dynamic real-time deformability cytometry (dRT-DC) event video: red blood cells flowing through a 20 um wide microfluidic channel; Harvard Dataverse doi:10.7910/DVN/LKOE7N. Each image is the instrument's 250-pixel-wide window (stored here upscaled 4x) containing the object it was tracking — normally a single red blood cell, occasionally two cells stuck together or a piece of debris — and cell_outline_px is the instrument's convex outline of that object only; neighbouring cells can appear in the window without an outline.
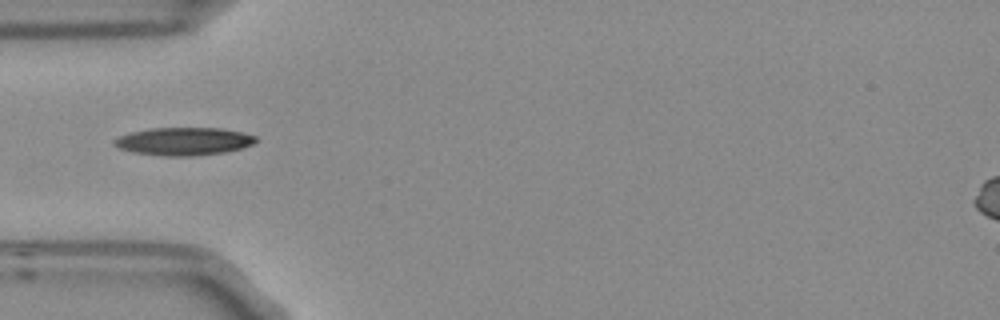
{"species": "Egyptian fruit bat (a non-hibernating species)", "species_latin": "Rousettus aegyptiacus", "temperature_condition": "room temperature", "stored_images_in_passage": 4, "camera_frame_rate_fps": 3000, "um_per_image_px": 0.085, "frame": {"image": 1, "passage_image": 1, "time_ms": 0.0, "image_size_px": [1000, 320], "cell_outline_px": [[256, 140], [252, 144], [240, 148], [224, 152], [192, 156], [164, 156], [132, 152], [120, 148], [112, 144], [112, 140], [120, 136], [132, 132], [148, 128], [220, 128], [244, 132], [256, 136]], "centroid_in_image_um": [15.59, 12.01], "position_along_channel_um": 69.4, "area_um2": 22.95}}